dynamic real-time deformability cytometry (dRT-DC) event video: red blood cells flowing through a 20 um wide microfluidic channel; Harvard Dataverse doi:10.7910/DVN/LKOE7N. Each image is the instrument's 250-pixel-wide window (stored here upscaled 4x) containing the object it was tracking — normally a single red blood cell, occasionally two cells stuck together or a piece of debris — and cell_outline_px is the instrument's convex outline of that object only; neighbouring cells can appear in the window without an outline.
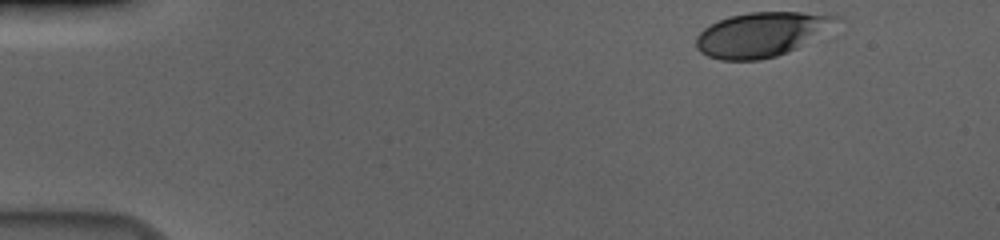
{"species": "human", "species_latin": "Homo sapiens", "temperature_condition": "cold", "stored_images_in_passage": 7, "camera_frame_rate_fps": 3000, "um_per_image_px": 0.085, "donor": {"sex": "male"}, "frame": {"image": 1, "passage_image": 1, "time_ms": 0.0, "image_size_px": [1000, 240], "cell_outline_px": [[836, 16], [796, 48], [788, 52], [776, 56], [760, 60], [720, 60], [708, 56], [700, 52], [696, 48], [696, 36], [704, 28], [728, 16], [748, 12], [800, 12]], "centroid_in_image_um": [64.46, 2.95], "position_along_channel_um": 20.5, "area_um2": 34.62}}